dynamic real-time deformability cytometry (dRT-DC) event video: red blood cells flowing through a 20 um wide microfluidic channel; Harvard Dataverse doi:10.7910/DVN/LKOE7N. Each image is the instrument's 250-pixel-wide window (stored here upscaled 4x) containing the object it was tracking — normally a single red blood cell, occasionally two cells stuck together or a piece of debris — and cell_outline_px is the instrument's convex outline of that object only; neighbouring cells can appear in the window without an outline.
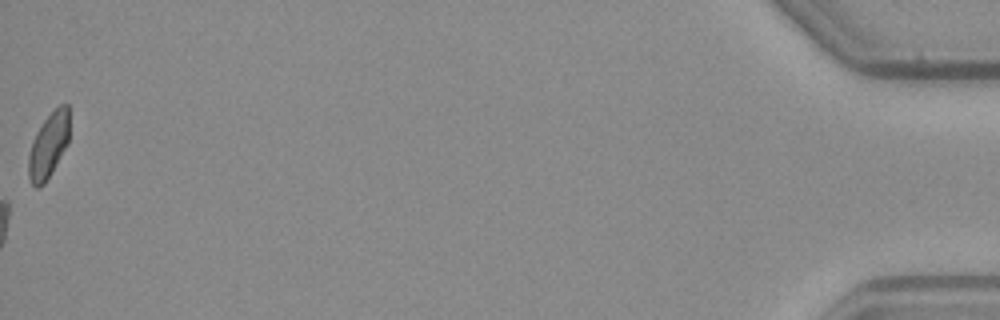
{"species": "common noctule bat (a hibernating species)", "species_latin": "Nyctalus noctula", "temperature_condition": "warm", "stored_images_in_passage": 50, "camera_frame_rate_fps": 3000, "um_per_image_px": 0.085, "animal": {"sex": "male", "body_mass_g": 23.1, "forearm_length_mm": 52.7}, "frame": {"image": 1, "passage_image": 50, "time_ms": 16.333, "image_size_px": [1000, 320], "cell_outline_px": [[68, 144], [52, 172], [44, 184], [36, 188], [32, 184], [28, 176], [28, 156], [32, 140], [36, 132], [44, 120], [60, 104], [68, 104]], "centroid_in_image_um": [4.11, 12.38], "position_along_channel_um": 431.1, "area_um2": 15.43}}